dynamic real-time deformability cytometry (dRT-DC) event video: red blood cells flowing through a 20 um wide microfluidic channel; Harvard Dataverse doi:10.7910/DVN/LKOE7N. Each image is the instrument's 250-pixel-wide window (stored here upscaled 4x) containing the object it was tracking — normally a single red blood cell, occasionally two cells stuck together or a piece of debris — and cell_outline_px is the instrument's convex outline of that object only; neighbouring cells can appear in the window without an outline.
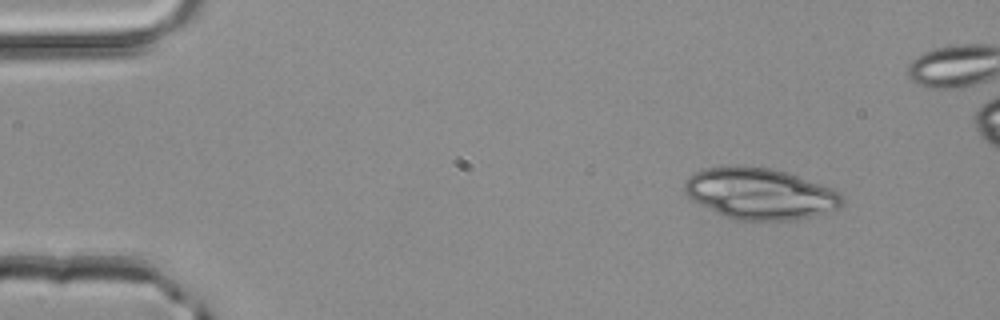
{"species": "common noctule bat (a hibernating species)", "species_latin": "Nyctalus noctula", "temperature_condition": "room temperature", "stored_images_in_passage": 4, "camera_frame_rate_fps": 3000, "um_per_image_px": 0.085, "animal": {"sex": "male", "body_mass_g": 20.4}, "frame": {"image": 1, "passage_image": 2, "time_ms": 0.333, "image_size_px": [1000, 320], "cell_outline_px": [[844, 204], [840, 208], [808, 216], [788, 220], [732, 220], [692, 200], [684, 192], [684, 180], [688, 176], [704, 168], [772, 168], [788, 172], [832, 188], [840, 192], [844, 196]], "centroid_in_image_um": [64.62, 16.48], "position_along_channel_um": 20.4, "area_um2": 46.47}}